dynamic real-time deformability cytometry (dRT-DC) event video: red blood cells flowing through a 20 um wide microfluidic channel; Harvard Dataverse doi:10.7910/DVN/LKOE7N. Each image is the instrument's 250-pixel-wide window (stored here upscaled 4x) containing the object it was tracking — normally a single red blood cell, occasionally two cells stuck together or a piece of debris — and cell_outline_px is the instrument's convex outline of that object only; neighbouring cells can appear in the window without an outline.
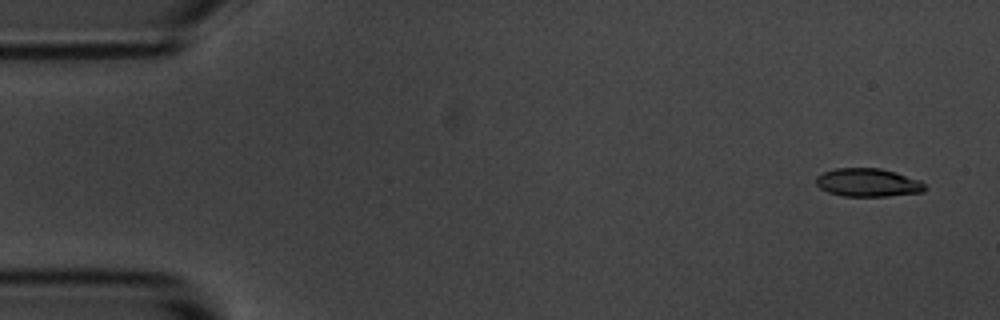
{"species": "common noctule bat (a hibernating species)", "species_latin": "Nyctalus noctula", "temperature_condition": "room temperature", "stored_images_in_passage": 10, "camera_frame_rate_fps": 3000, "um_per_image_px": 0.085, "animal": {"sex": "male", "body_mass_g": 20.1, "forearm_length_mm": 53.5}, "frame": {"image": 1, "passage_image": 1, "time_ms": 0.0, "image_size_px": [1000, 320], "cell_outline_px": [[924, 192], [888, 196], [844, 196], [828, 192], [820, 188], [816, 184], [816, 176], [824, 172], [836, 168], [880, 168], [896, 172], [920, 180], [924, 184]], "centroid_in_image_um": [73.77, 15.51], "position_along_channel_um": 11.2, "area_um2": 17.92}}
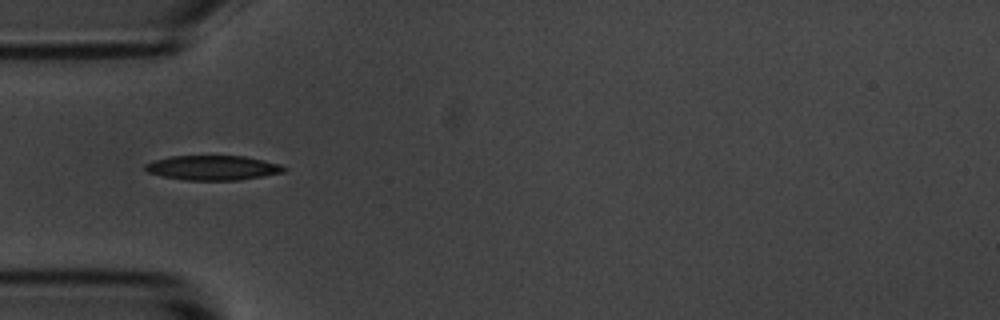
{"frame": {"image": 2, "passage_image": 5, "time_ms": 4.667, "image_size_px": [1000, 320], "cell_outline_px": [[288, 168], [284, 172], [240, 180], [184, 180], [164, 176], [148, 172], [144, 168], [144, 164], [168, 156], [244, 156], [264, 160], [280, 164]], "centroid_in_image_um": [18.11, 14.26], "position_along_channel_um": 66.9, "area_um2": 19.88}}
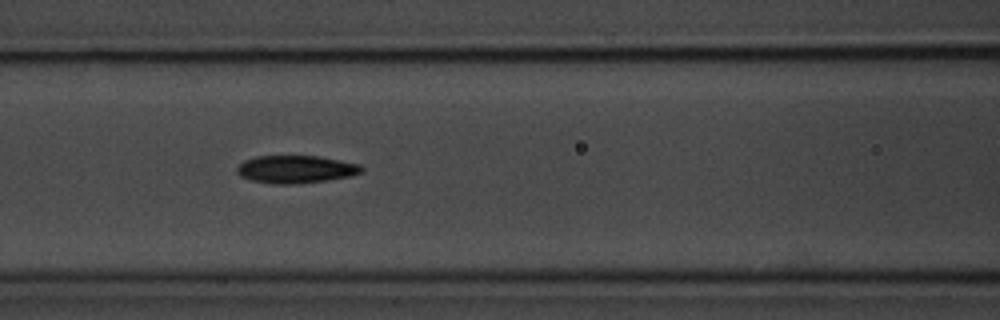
{"frame": {"image": 3, "passage_image": 7, "time_ms": 6.667, "image_size_px": [1000, 320], "cell_outline_px": [[364, 172], [352, 176], [328, 180], [292, 184], [276, 184], [252, 180], [240, 176], [236, 172], [236, 168], [244, 160], [256, 156], [320, 156], [360, 164], [364, 168]], "centroid_in_image_um": [25.18, 14.38], "position_along_channel_um": 141.4, "area_um2": 20.23}}